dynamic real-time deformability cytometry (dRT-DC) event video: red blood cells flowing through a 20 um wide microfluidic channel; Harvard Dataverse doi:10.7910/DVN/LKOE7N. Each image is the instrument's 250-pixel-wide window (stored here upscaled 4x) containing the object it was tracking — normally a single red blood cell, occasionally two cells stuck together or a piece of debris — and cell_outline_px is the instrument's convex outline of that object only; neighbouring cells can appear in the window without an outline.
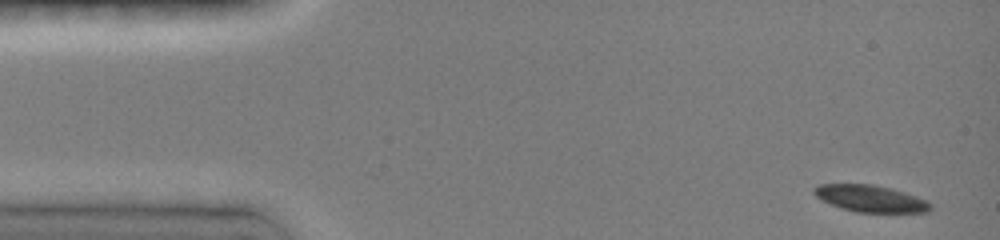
{"species": "common noctule bat (a hibernating species)", "species_latin": "Nyctalus noctula", "temperature_condition": "room temperature", "stored_images_in_passage": 6, "camera_frame_rate_fps": 3000, "um_per_image_px": 0.085, "animal": {"sex": "female", "body_mass_g": 19.0, "forearm_length_mm": 51.5}, "frame": {"image": 1, "passage_image": 1, "time_ms": 0.0, "image_size_px": [1000, 240], "cell_outline_px": [[932, 208], [928, 212], [856, 212], [840, 208], [816, 196], [812, 192], [812, 188], [820, 184], [872, 184], [892, 188], [928, 200], [932, 204]], "centroid_in_image_um": [74.02, 16.87], "position_along_channel_um": 11.0, "area_um2": 18.21}}
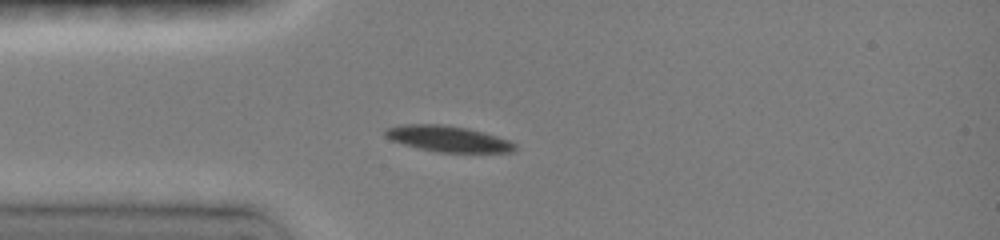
{"frame": {"image": 2, "passage_image": 5, "time_ms": 3.333, "image_size_px": [1000, 240], "cell_outline_px": [[516, 148], [512, 152], [436, 152], [404, 144], [392, 140], [384, 136], [384, 128], [400, 124], [440, 124], [468, 128], [484, 132], [512, 140], [516, 144]], "centroid_in_image_um": [38.09, 11.78], "position_along_channel_um": 46.9, "area_um2": 19.77}}
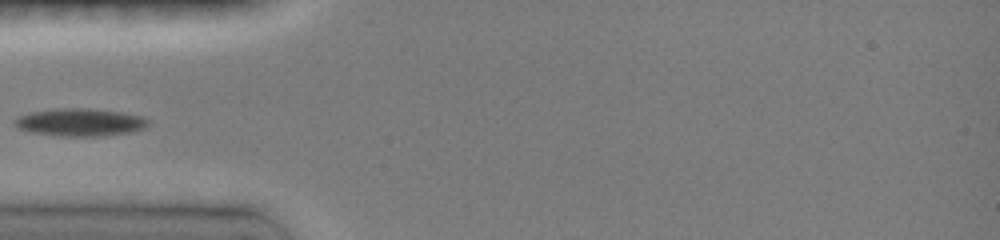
{"frame": {"image": 3, "passage_image": 6, "time_ms": 4.333, "image_size_px": [1000, 240], "cell_outline_px": [[148, 124], [144, 128], [128, 132], [104, 136], [60, 136], [28, 132], [20, 128], [12, 120], [28, 112], [56, 108], [84, 108], [120, 112], [144, 116], [148, 120]], "centroid_in_image_um": [6.78, 10.39], "position_along_channel_um": 78.2, "area_um2": 21.5}}